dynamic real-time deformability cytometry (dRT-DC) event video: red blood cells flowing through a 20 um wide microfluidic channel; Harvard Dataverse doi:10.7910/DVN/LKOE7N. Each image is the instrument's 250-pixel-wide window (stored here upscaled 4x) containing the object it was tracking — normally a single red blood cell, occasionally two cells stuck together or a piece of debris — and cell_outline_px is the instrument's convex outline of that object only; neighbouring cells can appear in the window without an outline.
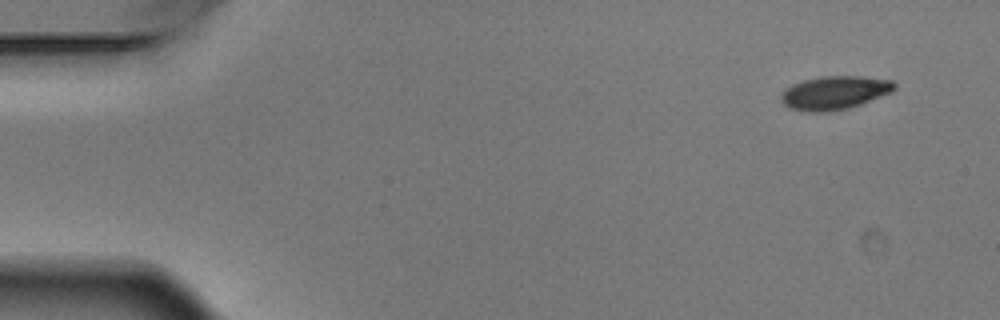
{"species": "Egyptian fruit bat (a non-hibernating species)", "species_latin": "Rousettus aegyptiacus", "temperature_condition": "warm", "stored_images_in_passage": 5, "camera_frame_rate_fps": 3000, "um_per_image_px": 0.085, "animal": {"sex": "male"}, "frame": {"image": 1, "passage_image": 1, "time_ms": 0.0, "image_size_px": [1000, 320], "cell_outline_px": [[896, 88], [892, 92], [860, 104], [848, 108], [828, 112], [808, 112], [788, 108], [780, 100], [780, 96], [792, 84], [804, 80], [820, 76], [860, 76], [892, 80], [896, 84]], "centroid_in_image_um": [70.94, 7.88], "position_along_channel_um": 14.1, "area_um2": 22.14}}
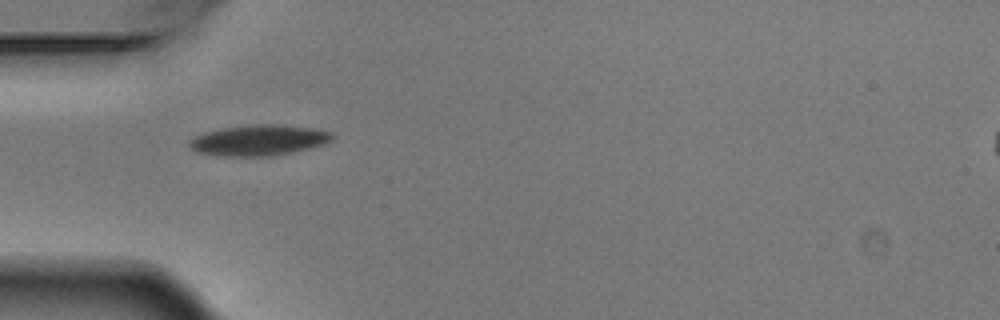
{"frame": {"image": 2, "passage_image": 4, "time_ms": 1.0, "image_size_px": [1000, 320], "cell_outline_px": [[336, 136], [332, 140], [324, 144], [292, 152], [272, 156], [216, 156], [196, 152], [188, 144], [188, 140], [204, 132], [224, 128], [256, 124], [280, 124], [312, 128], [332, 132]], "centroid_in_image_um": [22.0, 11.92], "position_along_channel_um": 63.0, "area_um2": 25.66}}
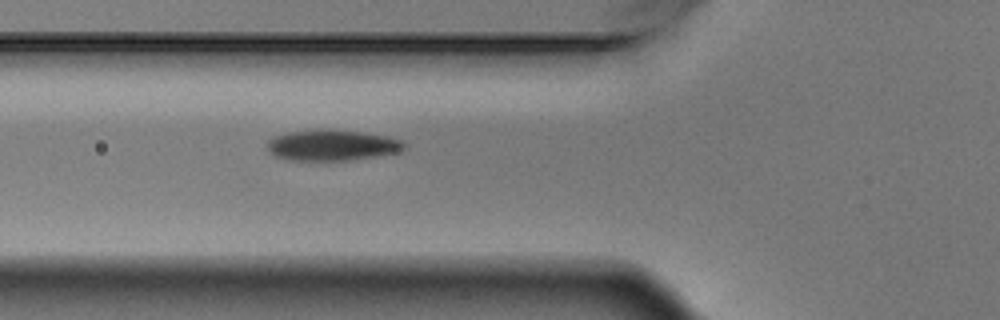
{"frame": {"image": 3, "passage_image": 5, "time_ms": 1.333, "image_size_px": [1000, 320], "cell_outline_px": [[404, 148], [396, 152], [376, 156], [348, 160], [288, 160], [276, 156], [268, 148], [268, 140], [276, 136], [288, 132], [360, 132], [388, 136], [404, 140]], "centroid_in_image_um": [28.26, 12.38], "position_along_channel_um": 97.5, "area_um2": 23.41}}